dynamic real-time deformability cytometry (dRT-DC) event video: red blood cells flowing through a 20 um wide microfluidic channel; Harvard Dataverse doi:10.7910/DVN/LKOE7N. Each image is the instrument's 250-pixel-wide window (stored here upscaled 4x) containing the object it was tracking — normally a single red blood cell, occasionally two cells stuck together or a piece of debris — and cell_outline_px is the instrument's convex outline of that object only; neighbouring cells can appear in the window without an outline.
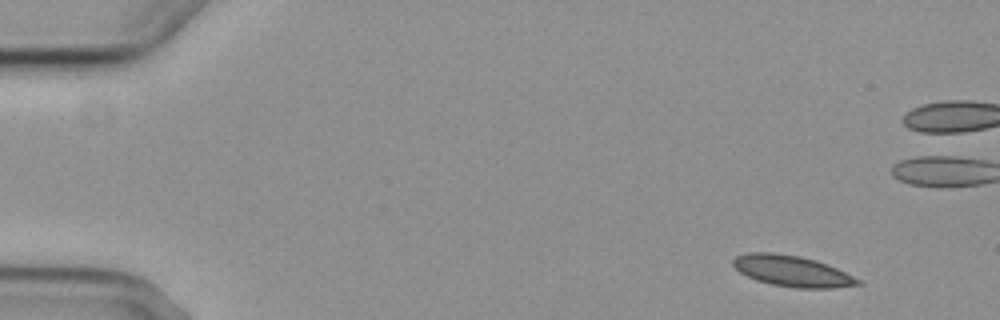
{"species": "common noctule bat (a hibernating species)", "species_latin": "Nyctalus noctula", "temperature_condition": "cold", "stored_images_in_passage": 4, "camera_frame_rate_fps": 3000, "um_per_image_px": 0.085, "animal": {"sex": "female", "body_mass_g": 29.2, "forearm_length_mm": 56.3}, "frame": {"image": 1, "passage_image": 1, "time_ms": 0.0, "image_size_px": [1000, 320], "cell_outline_px": [[864, 284], [832, 288], [796, 288], [772, 284], [756, 280], [740, 272], [732, 264], [732, 260], [736, 256], [748, 252], [772, 252], [800, 256], [816, 260], [828, 264], [860, 280]], "centroid_in_image_um": [67.32, 23.03], "position_along_channel_um": 17.7, "area_um2": 22.48}}